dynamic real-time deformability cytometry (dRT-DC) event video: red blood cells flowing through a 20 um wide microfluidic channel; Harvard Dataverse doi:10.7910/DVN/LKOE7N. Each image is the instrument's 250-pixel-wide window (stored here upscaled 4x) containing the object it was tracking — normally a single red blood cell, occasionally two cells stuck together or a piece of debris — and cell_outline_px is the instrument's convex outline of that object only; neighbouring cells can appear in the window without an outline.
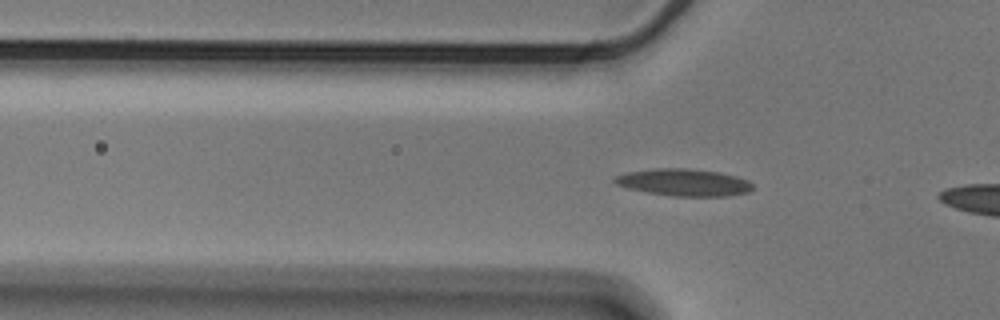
{"species": "Egyptian fruit bat (a non-hibernating species)", "species_latin": "Rousettus aegyptiacus", "temperature_condition": "cold", "stored_images_in_passage": 9, "camera_frame_rate_fps": 3000, "um_per_image_px": 0.085, "animal": {"sex": "male"}, "frame": {"image": 1, "passage_image": 9, "time_ms": 2.667, "image_size_px": [1000, 320], "cell_outline_px": [[752, 188], [748, 192], [728, 196], [672, 196], [648, 192], [628, 188], [616, 184], [612, 180], [612, 176], [624, 172], [656, 168], [688, 168], [720, 172], [736, 176], [748, 180], [752, 184]], "centroid_in_image_um": [58.08, 15.49], "position_along_channel_um": 67.7, "area_um2": 21.96}}